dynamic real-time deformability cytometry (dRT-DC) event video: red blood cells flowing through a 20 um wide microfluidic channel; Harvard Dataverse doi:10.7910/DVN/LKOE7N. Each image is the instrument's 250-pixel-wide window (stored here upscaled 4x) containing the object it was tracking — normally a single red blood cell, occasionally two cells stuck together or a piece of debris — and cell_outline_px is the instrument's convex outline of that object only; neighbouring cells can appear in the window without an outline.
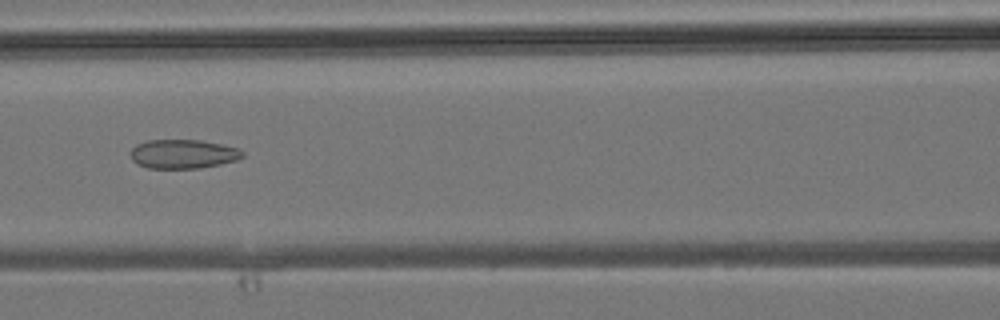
{"species": "common noctule bat (a hibernating species)", "species_latin": "Nyctalus noctula", "temperature_condition": "room temperature", "stored_images_in_passage": 32, "camera_frame_rate_fps": 3000, "um_per_image_px": 0.085, "animal": {"sex": "male", "body_mass_g": 19.2, "forearm_length_mm": 51.8}, "frame": {"image": 1, "passage_image": 19, "time_ms": 6.0, "image_size_px": [1000, 320], "cell_outline_px": [[244, 156], [236, 160], [220, 164], [200, 168], [148, 168], [136, 164], [132, 160], [128, 152], [136, 144], [148, 140], [200, 140], [220, 144], [236, 148], [244, 152]], "centroid_in_image_um": [15.5, 13.09], "position_along_channel_um": 151.1, "area_um2": 19.02}}
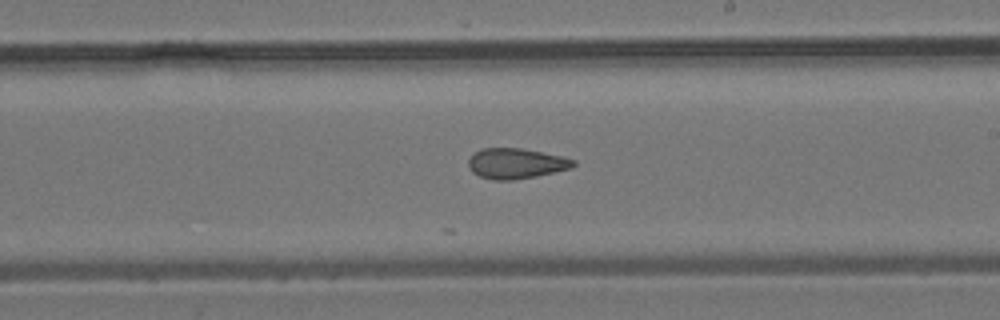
{"frame": {"image": 2, "passage_image": 25, "time_ms": 8.0, "image_size_px": [1000, 320], "cell_outline_px": [[576, 164], [572, 168], [536, 176], [512, 180], [492, 180], [480, 176], [472, 172], [468, 168], [468, 160], [480, 148], [524, 148], [564, 156], [576, 160]], "centroid_in_image_um": [43.88, 13.89], "position_along_channel_um": 245.1, "area_um2": 18.79}}
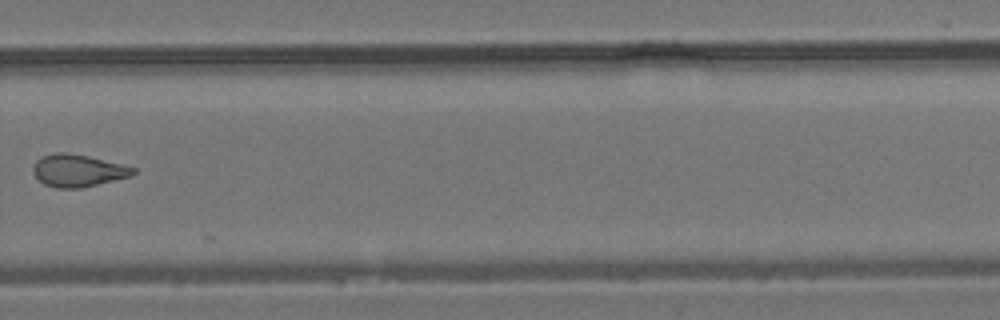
{"frame": {"image": 3, "passage_image": 30, "time_ms": 9.667, "image_size_px": [1000, 320], "cell_outline_px": [[136, 172], [132, 176], [80, 188], [56, 188], [44, 184], [32, 172], [32, 168], [36, 160], [40, 156], [56, 152], [68, 152], [88, 156], [124, 164], [136, 168]], "centroid_in_image_um": [6.62, 14.48], "position_along_channel_um": 323.2, "area_um2": 19.02}}